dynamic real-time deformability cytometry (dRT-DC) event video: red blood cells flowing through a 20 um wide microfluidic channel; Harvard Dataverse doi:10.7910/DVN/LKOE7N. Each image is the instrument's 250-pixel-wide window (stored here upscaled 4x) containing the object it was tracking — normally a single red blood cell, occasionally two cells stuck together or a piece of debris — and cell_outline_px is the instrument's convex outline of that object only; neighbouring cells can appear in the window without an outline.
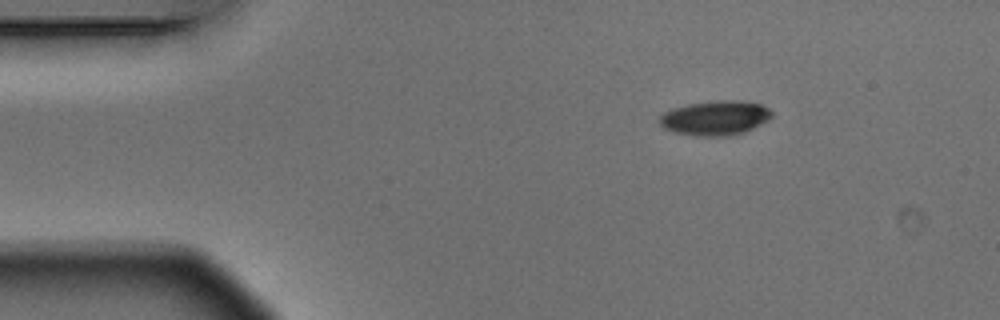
{"species": "Egyptian fruit bat (a non-hibernating species)", "species_latin": "Rousettus aegyptiacus", "temperature_condition": "warm", "stored_images_in_passage": 2, "camera_frame_rate_fps": 3000, "um_per_image_px": 0.085, "animal": {"sex": "male"}, "frame": {"image": 1, "passage_image": 1, "time_ms": 0.0, "image_size_px": [1000, 320], "cell_outline_px": [[772, 116], [768, 120], [744, 132], [728, 136], [704, 136], [676, 132], [664, 128], [660, 124], [660, 116], [664, 112], [672, 108], [688, 104], [716, 100], [740, 100], [760, 104], [768, 108], [772, 112]], "centroid_in_image_um": [60.8, 10.01], "position_along_channel_um": 24.2, "area_um2": 22.43}}